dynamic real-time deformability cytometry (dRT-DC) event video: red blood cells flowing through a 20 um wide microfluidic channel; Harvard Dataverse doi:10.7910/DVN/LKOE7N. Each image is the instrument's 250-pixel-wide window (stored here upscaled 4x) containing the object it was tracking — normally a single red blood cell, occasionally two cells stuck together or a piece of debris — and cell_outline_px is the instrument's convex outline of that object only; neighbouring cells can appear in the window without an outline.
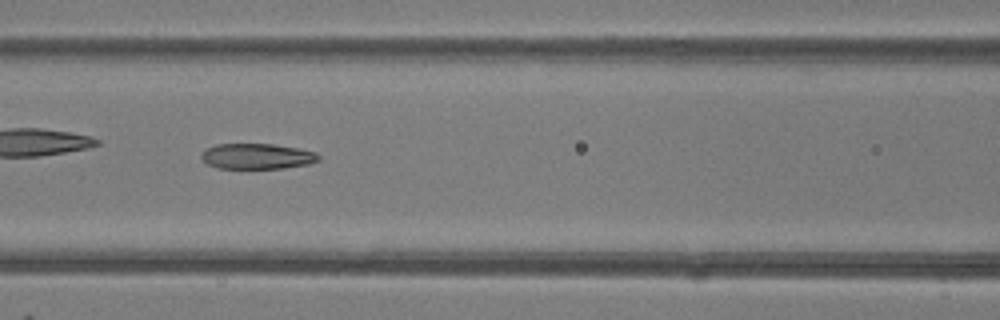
{"species": "common noctule bat (a hibernating species)", "species_latin": "Nyctalus noctula", "temperature_condition": "room temperature", "stored_images_in_passage": 48, "camera_frame_rate_fps": 3000, "um_per_image_px": 0.085, "animal": {"sex": "female"}, "frame": {"image": 1, "passage_image": 21, "time_ms": 6.667, "image_size_px": [1000, 320], "cell_outline_px": [[320, 160], [308, 164], [284, 168], [216, 168], [208, 164], [200, 156], [208, 148], [216, 144], [272, 144], [300, 148], [316, 152], [320, 156]], "centroid_in_image_um": [21.9, 13.28], "position_along_channel_um": 144.7, "area_um2": 17.4}}